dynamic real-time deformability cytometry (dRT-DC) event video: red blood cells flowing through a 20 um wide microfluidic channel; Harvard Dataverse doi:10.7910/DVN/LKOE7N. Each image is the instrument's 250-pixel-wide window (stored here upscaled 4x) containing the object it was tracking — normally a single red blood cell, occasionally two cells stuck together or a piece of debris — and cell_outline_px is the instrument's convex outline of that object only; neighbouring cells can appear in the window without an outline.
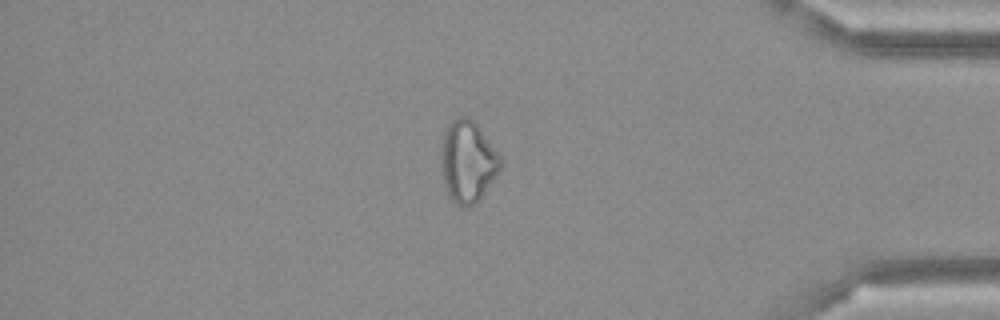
{"species": "Egyptian fruit bat (a non-hibernating species)", "species_latin": "Rousettus aegyptiacus", "temperature_condition": "cold", "stored_images_in_passage": 49, "camera_frame_rate_fps": 3000, "um_per_image_px": 0.085, "frame": {"image": 1, "passage_image": 42, "time_ms": 13.667, "image_size_px": [1000, 320], "cell_outline_px": [[500, 168], [480, 200], [464, 208], [456, 204], [448, 196], [444, 188], [440, 160], [440, 144], [444, 132], [448, 124], [452, 120], [460, 116], [464, 116], [472, 120], [476, 124], [500, 156]], "centroid_in_image_um": [39.69, 13.75], "position_along_channel_um": 395.5, "area_um2": 28.21}}